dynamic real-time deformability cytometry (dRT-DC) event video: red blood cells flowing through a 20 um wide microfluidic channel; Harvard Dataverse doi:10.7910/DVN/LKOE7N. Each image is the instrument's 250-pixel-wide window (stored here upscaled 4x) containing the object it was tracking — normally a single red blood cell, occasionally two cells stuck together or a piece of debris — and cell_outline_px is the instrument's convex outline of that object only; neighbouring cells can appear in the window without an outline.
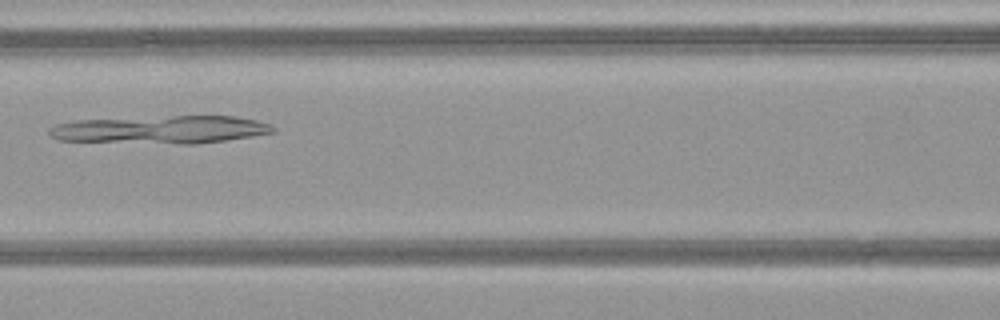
{"species": "common noctule bat (a hibernating species)", "species_latin": "Nyctalus noctula", "temperature_condition": "warm", "stored_images_in_passage": 42, "camera_frame_rate_fps": 3000, "um_per_image_px": 0.085, "animal": {"sex": "female", "body_mass_g": 21.9}, "frame": {"image": 1, "passage_image": 14, "time_ms": 4.333, "image_size_px": [1000, 320], "cell_outline_px": [[276, 132], [252, 136], [196, 144], [180, 144], [56, 140], [48, 136], [48, 128], [56, 124], [76, 120], [172, 116], [236, 116], [256, 120], [268, 124], [276, 128]], "centroid_in_image_um": [13.63, 11.02], "position_along_channel_um": 153.0, "area_um2": 36.41}}
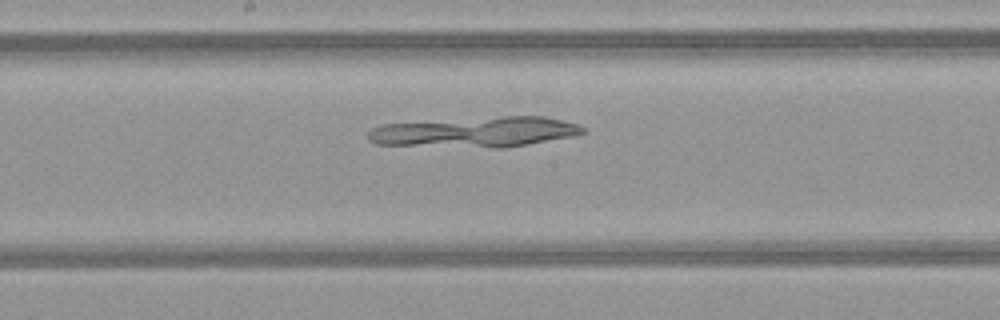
{"frame": {"image": 2, "passage_image": 18, "time_ms": 5.667, "image_size_px": [1000, 320], "cell_outline_px": [[588, 132], [576, 136], [504, 148], [492, 148], [376, 144], [368, 140], [368, 132], [372, 128], [380, 124], [504, 116], [544, 116], [576, 124], [584, 128]], "centroid_in_image_um": [40.42, 11.23], "position_along_channel_um": 207.8, "area_um2": 38.03}}
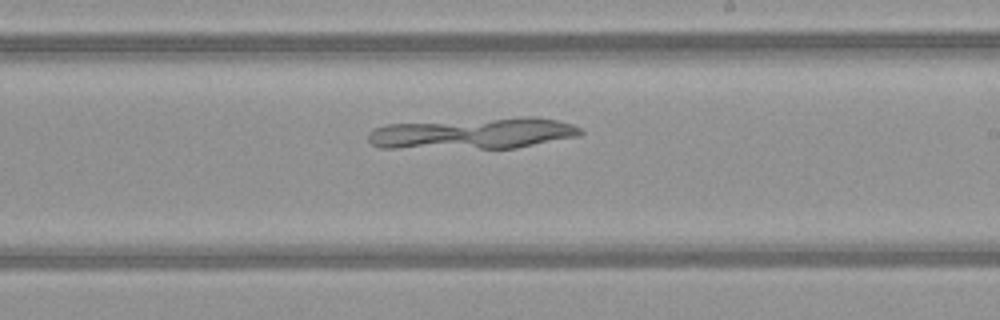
{"frame": {"image": 3, "passage_image": 21, "time_ms": 6.667, "image_size_px": [1000, 320], "cell_outline_px": [[584, 132], [580, 136], [516, 148], [380, 148], [372, 144], [368, 140], [368, 132], [372, 128], [388, 124], [524, 116], [532, 116], [556, 120], [572, 124], [580, 128]], "centroid_in_image_um": [40.23, 11.33], "position_along_channel_um": 248.8, "area_um2": 38.96}}